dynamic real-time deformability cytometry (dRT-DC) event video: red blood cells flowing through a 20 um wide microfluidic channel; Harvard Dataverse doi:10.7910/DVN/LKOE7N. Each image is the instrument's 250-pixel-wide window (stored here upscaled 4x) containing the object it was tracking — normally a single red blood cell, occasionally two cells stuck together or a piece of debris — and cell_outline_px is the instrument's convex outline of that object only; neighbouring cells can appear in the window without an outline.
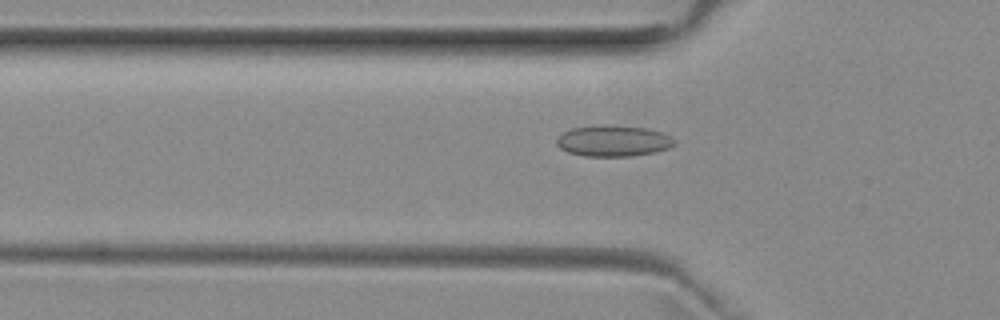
{"species": "common noctule bat (a hibernating species)", "species_latin": "Nyctalus noctula", "temperature_condition": "room temperature", "stored_images_in_passage": 52, "camera_frame_rate_fps": 3000, "um_per_image_px": 0.085, "animal": {"sex": "female", "body_mass_g": 29.2, "forearm_length_mm": 56.3}, "frame": {"image": 1, "passage_image": 17, "time_ms": 5.333, "image_size_px": [1000, 320], "cell_outline_px": [[676, 144], [668, 148], [656, 152], [632, 156], [584, 156], [568, 152], [560, 148], [556, 144], [556, 140], [564, 132], [572, 128], [604, 124], [608, 124], [648, 128], [672, 136], [676, 140]], "centroid_in_image_um": [52.16, 11.97], "position_along_channel_um": 73.6, "area_um2": 21.56}}
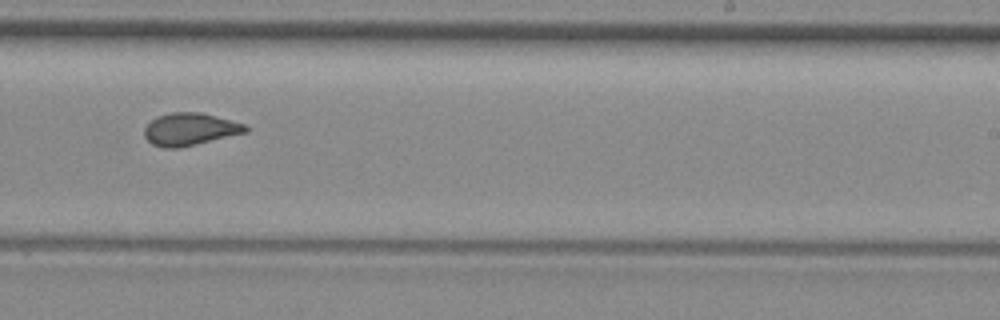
{"frame": {"image": 2, "passage_image": 32, "time_ms": 10.333, "image_size_px": [1000, 320], "cell_outline_px": [[248, 132], [180, 148], [164, 148], [152, 144], [144, 136], [144, 128], [156, 116], [172, 112], [200, 112], [216, 116], [244, 124], [248, 128]], "centroid_in_image_um": [16.13, 10.99], "position_along_channel_um": 272.9, "area_um2": 19.13}}
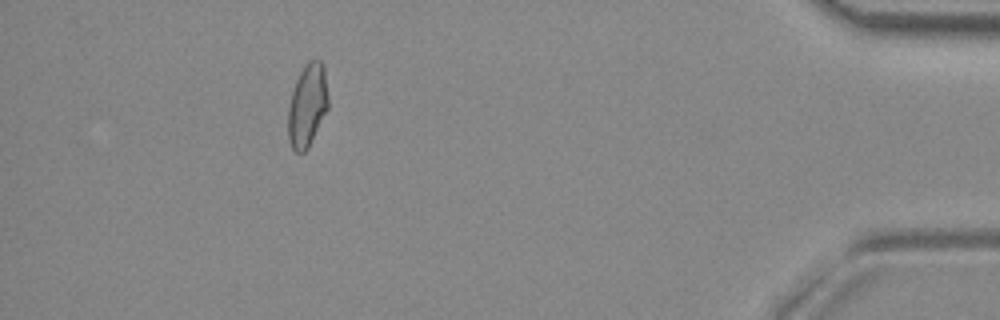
{"frame": {"image": 3, "passage_image": 47, "time_ms": 15.333, "image_size_px": [1000, 320], "cell_outline_px": [[328, 108], [308, 148], [304, 152], [296, 152], [292, 148], [288, 140], [288, 108], [292, 92], [296, 80], [300, 72], [308, 60], [320, 60], [324, 64], [328, 96]], "centroid_in_image_um": [26.13, 8.95], "position_along_channel_um": 409.1, "area_um2": 19.42}, "authors_computed_cell_mechanics": {"area_um2": 19.5653, "velocity_mm_per_s": 3.9784, "shape_relaxation_time_tau1_ms": null, "shape_relaxation_time_tau2_ms": 1.1987, "deformation_change_tau1": null, "deformation_change_tau2": 0.0705}}